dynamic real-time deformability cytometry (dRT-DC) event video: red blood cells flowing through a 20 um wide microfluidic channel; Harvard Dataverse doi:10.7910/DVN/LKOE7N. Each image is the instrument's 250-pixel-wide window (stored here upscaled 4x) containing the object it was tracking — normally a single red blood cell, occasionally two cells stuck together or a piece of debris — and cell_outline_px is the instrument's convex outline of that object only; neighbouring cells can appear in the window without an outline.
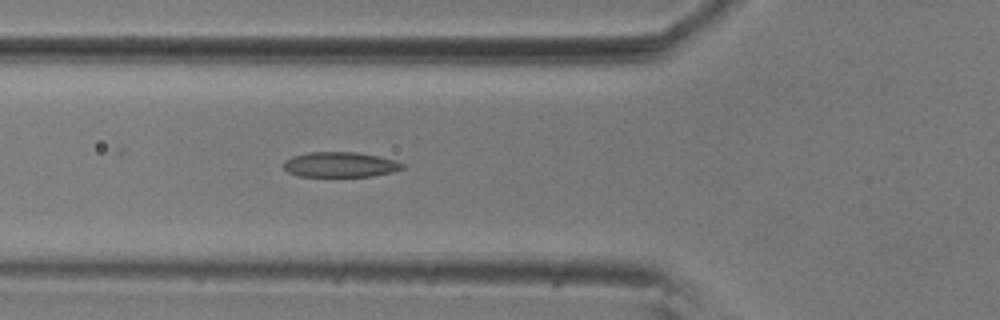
{"species": "common noctule bat (a hibernating species)", "species_latin": "Nyctalus noctula", "temperature_condition": "room temperature", "stored_images_in_passage": 5, "camera_frame_rate_fps": 3000, "um_per_image_px": 0.085, "animal": {"sex": "male", "body_mass_g": 20.5, "forearm_length_mm": 52.5}, "frame": {"image": 1, "passage_image": 5, "time_ms": 1.333, "image_size_px": [1000, 320], "cell_outline_px": [[404, 168], [392, 172], [372, 176], [300, 176], [288, 172], [284, 168], [284, 160], [292, 156], [308, 152], [356, 152], [376, 156], [392, 160], [404, 164]], "centroid_in_image_um": [28.88, 13.99], "position_along_channel_um": 96.9, "area_um2": 17.22}}